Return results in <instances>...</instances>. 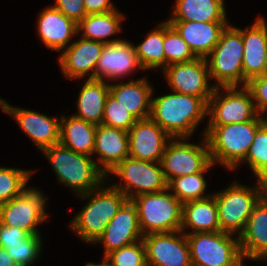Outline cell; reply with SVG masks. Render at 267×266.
Returning <instances> with one entry per match:
<instances>
[{
    "label": "cell",
    "instance_id": "cell-1",
    "mask_svg": "<svg viewBox=\"0 0 267 266\" xmlns=\"http://www.w3.org/2000/svg\"><path fill=\"white\" fill-rule=\"evenodd\" d=\"M199 97L178 92L151 99L150 118L171 138L188 139L208 114Z\"/></svg>",
    "mask_w": 267,
    "mask_h": 266
},
{
    "label": "cell",
    "instance_id": "cell-2",
    "mask_svg": "<svg viewBox=\"0 0 267 266\" xmlns=\"http://www.w3.org/2000/svg\"><path fill=\"white\" fill-rule=\"evenodd\" d=\"M266 121L265 116L257 115L243 123L206 126L202 136L207 140L212 162L234 170L246 157L256 131Z\"/></svg>",
    "mask_w": 267,
    "mask_h": 266
},
{
    "label": "cell",
    "instance_id": "cell-3",
    "mask_svg": "<svg viewBox=\"0 0 267 266\" xmlns=\"http://www.w3.org/2000/svg\"><path fill=\"white\" fill-rule=\"evenodd\" d=\"M42 152L52 165L58 182L70 187L78 196L105 183L106 175L91 156L76 153L60 143L47 147Z\"/></svg>",
    "mask_w": 267,
    "mask_h": 266
},
{
    "label": "cell",
    "instance_id": "cell-4",
    "mask_svg": "<svg viewBox=\"0 0 267 266\" xmlns=\"http://www.w3.org/2000/svg\"><path fill=\"white\" fill-rule=\"evenodd\" d=\"M103 184L80 195L82 199L90 198V200L70 223L71 229L80 236L82 241L87 243L96 242L103 234L109 221L127 200L121 191L112 185L104 188Z\"/></svg>",
    "mask_w": 267,
    "mask_h": 266
},
{
    "label": "cell",
    "instance_id": "cell-5",
    "mask_svg": "<svg viewBox=\"0 0 267 266\" xmlns=\"http://www.w3.org/2000/svg\"><path fill=\"white\" fill-rule=\"evenodd\" d=\"M131 200L137 208L143 236L180 230L183 204L168 188L161 192L141 194Z\"/></svg>",
    "mask_w": 267,
    "mask_h": 266
},
{
    "label": "cell",
    "instance_id": "cell-6",
    "mask_svg": "<svg viewBox=\"0 0 267 266\" xmlns=\"http://www.w3.org/2000/svg\"><path fill=\"white\" fill-rule=\"evenodd\" d=\"M243 49L241 32L236 27L227 25L221 33L219 42L205 58L210 78L215 79V87L241 84L244 86Z\"/></svg>",
    "mask_w": 267,
    "mask_h": 266
},
{
    "label": "cell",
    "instance_id": "cell-7",
    "mask_svg": "<svg viewBox=\"0 0 267 266\" xmlns=\"http://www.w3.org/2000/svg\"><path fill=\"white\" fill-rule=\"evenodd\" d=\"M253 188L236 181L221 192L212 194L218 208L220 231L235 236L237 233L238 237L243 232L255 205L263 197L260 180L257 179Z\"/></svg>",
    "mask_w": 267,
    "mask_h": 266
},
{
    "label": "cell",
    "instance_id": "cell-8",
    "mask_svg": "<svg viewBox=\"0 0 267 266\" xmlns=\"http://www.w3.org/2000/svg\"><path fill=\"white\" fill-rule=\"evenodd\" d=\"M192 266H229L241 256L239 237L218 232L185 233Z\"/></svg>",
    "mask_w": 267,
    "mask_h": 266
},
{
    "label": "cell",
    "instance_id": "cell-9",
    "mask_svg": "<svg viewBox=\"0 0 267 266\" xmlns=\"http://www.w3.org/2000/svg\"><path fill=\"white\" fill-rule=\"evenodd\" d=\"M109 174L116 175L124 181L123 184L113 183L112 186L129 200L141 194L161 192L168 188L160 162L143 161L129 156Z\"/></svg>",
    "mask_w": 267,
    "mask_h": 266
},
{
    "label": "cell",
    "instance_id": "cell-10",
    "mask_svg": "<svg viewBox=\"0 0 267 266\" xmlns=\"http://www.w3.org/2000/svg\"><path fill=\"white\" fill-rule=\"evenodd\" d=\"M241 87L240 90L237 86L215 88L208 102L207 126L243 123L258 115L251 91L247 86Z\"/></svg>",
    "mask_w": 267,
    "mask_h": 266
},
{
    "label": "cell",
    "instance_id": "cell-11",
    "mask_svg": "<svg viewBox=\"0 0 267 266\" xmlns=\"http://www.w3.org/2000/svg\"><path fill=\"white\" fill-rule=\"evenodd\" d=\"M181 140L185 138H172L169 141L160 162L168 183L179 176L203 172L212 163L205 136L201 146Z\"/></svg>",
    "mask_w": 267,
    "mask_h": 266
},
{
    "label": "cell",
    "instance_id": "cell-12",
    "mask_svg": "<svg viewBox=\"0 0 267 266\" xmlns=\"http://www.w3.org/2000/svg\"><path fill=\"white\" fill-rule=\"evenodd\" d=\"M46 197L34 187L0 205V222L26 231L29 235L40 234L37 225L47 220Z\"/></svg>",
    "mask_w": 267,
    "mask_h": 266
},
{
    "label": "cell",
    "instance_id": "cell-13",
    "mask_svg": "<svg viewBox=\"0 0 267 266\" xmlns=\"http://www.w3.org/2000/svg\"><path fill=\"white\" fill-rule=\"evenodd\" d=\"M163 71L172 92L199 97L208 105L216 87L208 84L210 73L206 59L170 64Z\"/></svg>",
    "mask_w": 267,
    "mask_h": 266
},
{
    "label": "cell",
    "instance_id": "cell-14",
    "mask_svg": "<svg viewBox=\"0 0 267 266\" xmlns=\"http://www.w3.org/2000/svg\"><path fill=\"white\" fill-rule=\"evenodd\" d=\"M142 240L148 266H192L187 236L181 230L150 233Z\"/></svg>",
    "mask_w": 267,
    "mask_h": 266
},
{
    "label": "cell",
    "instance_id": "cell-15",
    "mask_svg": "<svg viewBox=\"0 0 267 266\" xmlns=\"http://www.w3.org/2000/svg\"><path fill=\"white\" fill-rule=\"evenodd\" d=\"M0 108L17 121L40 150L59 144L60 120L58 118L53 119L36 111L13 107L1 98Z\"/></svg>",
    "mask_w": 267,
    "mask_h": 266
},
{
    "label": "cell",
    "instance_id": "cell-16",
    "mask_svg": "<svg viewBox=\"0 0 267 266\" xmlns=\"http://www.w3.org/2000/svg\"><path fill=\"white\" fill-rule=\"evenodd\" d=\"M128 136L129 156L150 162H161L167 142L172 139L150 117L137 120Z\"/></svg>",
    "mask_w": 267,
    "mask_h": 266
},
{
    "label": "cell",
    "instance_id": "cell-17",
    "mask_svg": "<svg viewBox=\"0 0 267 266\" xmlns=\"http://www.w3.org/2000/svg\"><path fill=\"white\" fill-rule=\"evenodd\" d=\"M142 238L137 208L132 200L127 199L95 243H104L105 257L111 251L134 244Z\"/></svg>",
    "mask_w": 267,
    "mask_h": 266
},
{
    "label": "cell",
    "instance_id": "cell-18",
    "mask_svg": "<svg viewBox=\"0 0 267 266\" xmlns=\"http://www.w3.org/2000/svg\"><path fill=\"white\" fill-rule=\"evenodd\" d=\"M137 68L143 69L133 44L124 39L104 44L95 69L94 80L115 81L130 74Z\"/></svg>",
    "mask_w": 267,
    "mask_h": 266
},
{
    "label": "cell",
    "instance_id": "cell-19",
    "mask_svg": "<svg viewBox=\"0 0 267 266\" xmlns=\"http://www.w3.org/2000/svg\"><path fill=\"white\" fill-rule=\"evenodd\" d=\"M104 43L81 38L62 51L59 56L60 67L67 78L81 79L87 73V79H94L95 69L101 56Z\"/></svg>",
    "mask_w": 267,
    "mask_h": 266
},
{
    "label": "cell",
    "instance_id": "cell-20",
    "mask_svg": "<svg viewBox=\"0 0 267 266\" xmlns=\"http://www.w3.org/2000/svg\"><path fill=\"white\" fill-rule=\"evenodd\" d=\"M242 34L244 86L263 74L267 53V22L258 17L245 30L236 27Z\"/></svg>",
    "mask_w": 267,
    "mask_h": 266
},
{
    "label": "cell",
    "instance_id": "cell-21",
    "mask_svg": "<svg viewBox=\"0 0 267 266\" xmlns=\"http://www.w3.org/2000/svg\"><path fill=\"white\" fill-rule=\"evenodd\" d=\"M94 154H98V168L108 177L121 161L129 157L128 131L97 125L95 133ZM100 162V163H99Z\"/></svg>",
    "mask_w": 267,
    "mask_h": 266
},
{
    "label": "cell",
    "instance_id": "cell-22",
    "mask_svg": "<svg viewBox=\"0 0 267 266\" xmlns=\"http://www.w3.org/2000/svg\"><path fill=\"white\" fill-rule=\"evenodd\" d=\"M241 254L248 260H267V200L255 205L243 232L239 235Z\"/></svg>",
    "mask_w": 267,
    "mask_h": 266
},
{
    "label": "cell",
    "instance_id": "cell-23",
    "mask_svg": "<svg viewBox=\"0 0 267 266\" xmlns=\"http://www.w3.org/2000/svg\"><path fill=\"white\" fill-rule=\"evenodd\" d=\"M197 58H207L219 42L227 22L168 21Z\"/></svg>",
    "mask_w": 267,
    "mask_h": 266
},
{
    "label": "cell",
    "instance_id": "cell-24",
    "mask_svg": "<svg viewBox=\"0 0 267 266\" xmlns=\"http://www.w3.org/2000/svg\"><path fill=\"white\" fill-rule=\"evenodd\" d=\"M37 22L42 42L55 51L66 49L70 39L78 33L77 24L53 6L43 10Z\"/></svg>",
    "mask_w": 267,
    "mask_h": 266
},
{
    "label": "cell",
    "instance_id": "cell-25",
    "mask_svg": "<svg viewBox=\"0 0 267 266\" xmlns=\"http://www.w3.org/2000/svg\"><path fill=\"white\" fill-rule=\"evenodd\" d=\"M110 94L137 120L150 117L153 87L145 78L110 84Z\"/></svg>",
    "mask_w": 267,
    "mask_h": 266
},
{
    "label": "cell",
    "instance_id": "cell-26",
    "mask_svg": "<svg viewBox=\"0 0 267 266\" xmlns=\"http://www.w3.org/2000/svg\"><path fill=\"white\" fill-rule=\"evenodd\" d=\"M193 229V233L218 232V208L215 197L189 201L182 205V224L180 230Z\"/></svg>",
    "mask_w": 267,
    "mask_h": 266
},
{
    "label": "cell",
    "instance_id": "cell-27",
    "mask_svg": "<svg viewBox=\"0 0 267 266\" xmlns=\"http://www.w3.org/2000/svg\"><path fill=\"white\" fill-rule=\"evenodd\" d=\"M59 143L76 153L91 156L95 147L97 125L77 118L74 115L60 117Z\"/></svg>",
    "mask_w": 267,
    "mask_h": 266
},
{
    "label": "cell",
    "instance_id": "cell-28",
    "mask_svg": "<svg viewBox=\"0 0 267 266\" xmlns=\"http://www.w3.org/2000/svg\"><path fill=\"white\" fill-rule=\"evenodd\" d=\"M109 93L110 84L105 81L85 80L76 103L79 112L73 115L95 125L102 124L105 101Z\"/></svg>",
    "mask_w": 267,
    "mask_h": 266
},
{
    "label": "cell",
    "instance_id": "cell-29",
    "mask_svg": "<svg viewBox=\"0 0 267 266\" xmlns=\"http://www.w3.org/2000/svg\"><path fill=\"white\" fill-rule=\"evenodd\" d=\"M167 21L227 22L224 0H177Z\"/></svg>",
    "mask_w": 267,
    "mask_h": 266
},
{
    "label": "cell",
    "instance_id": "cell-30",
    "mask_svg": "<svg viewBox=\"0 0 267 266\" xmlns=\"http://www.w3.org/2000/svg\"><path fill=\"white\" fill-rule=\"evenodd\" d=\"M125 15L117 9L102 13L86 15L78 24V34H83L81 38L93 40L104 44H110L122 39H107L121 30V21ZM81 31V32H80Z\"/></svg>",
    "mask_w": 267,
    "mask_h": 266
},
{
    "label": "cell",
    "instance_id": "cell-31",
    "mask_svg": "<svg viewBox=\"0 0 267 266\" xmlns=\"http://www.w3.org/2000/svg\"><path fill=\"white\" fill-rule=\"evenodd\" d=\"M164 22L157 29L149 32L145 40L134 46L140 65L143 70L165 68L164 54Z\"/></svg>",
    "mask_w": 267,
    "mask_h": 266
},
{
    "label": "cell",
    "instance_id": "cell-32",
    "mask_svg": "<svg viewBox=\"0 0 267 266\" xmlns=\"http://www.w3.org/2000/svg\"><path fill=\"white\" fill-rule=\"evenodd\" d=\"M214 165L212 162L203 172L193 175H184L173 178L168 183V189L182 203L206 199L212 195L204 196L207 182L204 179V172H207Z\"/></svg>",
    "mask_w": 267,
    "mask_h": 266
},
{
    "label": "cell",
    "instance_id": "cell-33",
    "mask_svg": "<svg viewBox=\"0 0 267 266\" xmlns=\"http://www.w3.org/2000/svg\"><path fill=\"white\" fill-rule=\"evenodd\" d=\"M163 44L165 67L174 63L189 62L197 58L187 43L168 21L164 22Z\"/></svg>",
    "mask_w": 267,
    "mask_h": 266
},
{
    "label": "cell",
    "instance_id": "cell-34",
    "mask_svg": "<svg viewBox=\"0 0 267 266\" xmlns=\"http://www.w3.org/2000/svg\"><path fill=\"white\" fill-rule=\"evenodd\" d=\"M31 175L30 170L0 167V205L21 195Z\"/></svg>",
    "mask_w": 267,
    "mask_h": 266
},
{
    "label": "cell",
    "instance_id": "cell-35",
    "mask_svg": "<svg viewBox=\"0 0 267 266\" xmlns=\"http://www.w3.org/2000/svg\"><path fill=\"white\" fill-rule=\"evenodd\" d=\"M247 162L256 178L267 174V121L256 131L246 157L239 163Z\"/></svg>",
    "mask_w": 267,
    "mask_h": 266
},
{
    "label": "cell",
    "instance_id": "cell-36",
    "mask_svg": "<svg viewBox=\"0 0 267 266\" xmlns=\"http://www.w3.org/2000/svg\"><path fill=\"white\" fill-rule=\"evenodd\" d=\"M42 239L40 234L28 235L23 241L7 244L5 248L17 266H30L41 253Z\"/></svg>",
    "mask_w": 267,
    "mask_h": 266
},
{
    "label": "cell",
    "instance_id": "cell-37",
    "mask_svg": "<svg viewBox=\"0 0 267 266\" xmlns=\"http://www.w3.org/2000/svg\"><path fill=\"white\" fill-rule=\"evenodd\" d=\"M104 258L111 266H148L143 240L111 251Z\"/></svg>",
    "mask_w": 267,
    "mask_h": 266
},
{
    "label": "cell",
    "instance_id": "cell-38",
    "mask_svg": "<svg viewBox=\"0 0 267 266\" xmlns=\"http://www.w3.org/2000/svg\"><path fill=\"white\" fill-rule=\"evenodd\" d=\"M136 121L137 119L109 93L105 101L102 124L129 131Z\"/></svg>",
    "mask_w": 267,
    "mask_h": 266
},
{
    "label": "cell",
    "instance_id": "cell-39",
    "mask_svg": "<svg viewBox=\"0 0 267 266\" xmlns=\"http://www.w3.org/2000/svg\"><path fill=\"white\" fill-rule=\"evenodd\" d=\"M246 86L252 93L258 115L265 116L263 114L267 113V75L262 74L251 79Z\"/></svg>",
    "mask_w": 267,
    "mask_h": 266
},
{
    "label": "cell",
    "instance_id": "cell-40",
    "mask_svg": "<svg viewBox=\"0 0 267 266\" xmlns=\"http://www.w3.org/2000/svg\"><path fill=\"white\" fill-rule=\"evenodd\" d=\"M55 4L53 7L76 24L87 15L83 0H56Z\"/></svg>",
    "mask_w": 267,
    "mask_h": 266
},
{
    "label": "cell",
    "instance_id": "cell-41",
    "mask_svg": "<svg viewBox=\"0 0 267 266\" xmlns=\"http://www.w3.org/2000/svg\"><path fill=\"white\" fill-rule=\"evenodd\" d=\"M29 234L16 227L7 226L0 222V247L6 248L7 244H15L23 241Z\"/></svg>",
    "mask_w": 267,
    "mask_h": 266
},
{
    "label": "cell",
    "instance_id": "cell-42",
    "mask_svg": "<svg viewBox=\"0 0 267 266\" xmlns=\"http://www.w3.org/2000/svg\"><path fill=\"white\" fill-rule=\"evenodd\" d=\"M87 15L102 14L116 10L110 0H83Z\"/></svg>",
    "mask_w": 267,
    "mask_h": 266
},
{
    "label": "cell",
    "instance_id": "cell-43",
    "mask_svg": "<svg viewBox=\"0 0 267 266\" xmlns=\"http://www.w3.org/2000/svg\"><path fill=\"white\" fill-rule=\"evenodd\" d=\"M0 266H17L5 248L0 247Z\"/></svg>",
    "mask_w": 267,
    "mask_h": 266
},
{
    "label": "cell",
    "instance_id": "cell-44",
    "mask_svg": "<svg viewBox=\"0 0 267 266\" xmlns=\"http://www.w3.org/2000/svg\"><path fill=\"white\" fill-rule=\"evenodd\" d=\"M263 198L267 200V174L260 179Z\"/></svg>",
    "mask_w": 267,
    "mask_h": 266
},
{
    "label": "cell",
    "instance_id": "cell-45",
    "mask_svg": "<svg viewBox=\"0 0 267 266\" xmlns=\"http://www.w3.org/2000/svg\"><path fill=\"white\" fill-rule=\"evenodd\" d=\"M87 266H111L108 262H107V260L105 259V258H103V262L102 263H100V264H98V263H91V262H89L88 264H87Z\"/></svg>",
    "mask_w": 267,
    "mask_h": 266
},
{
    "label": "cell",
    "instance_id": "cell-46",
    "mask_svg": "<svg viewBox=\"0 0 267 266\" xmlns=\"http://www.w3.org/2000/svg\"><path fill=\"white\" fill-rule=\"evenodd\" d=\"M245 257L242 255L233 265H229V266H243V259Z\"/></svg>",
    "mask_w": 267,
    "mask_h": 266
},
{
    "label": "cell",
    "instance_id": "cell-47",
    "mask_svg": "<svg viewBox=\"0 0 267 266\" xmlns=\"http://www.w3.org/2000/svg\"><path fill=\"white\" fill-rule=\"evenodd\" d=\"M263 74L267 75V53H266V58H265V65H264V69H263Z\"/></svg>",
    "mask_w": 267,
    "mask_h": 266
}]
</instances>
